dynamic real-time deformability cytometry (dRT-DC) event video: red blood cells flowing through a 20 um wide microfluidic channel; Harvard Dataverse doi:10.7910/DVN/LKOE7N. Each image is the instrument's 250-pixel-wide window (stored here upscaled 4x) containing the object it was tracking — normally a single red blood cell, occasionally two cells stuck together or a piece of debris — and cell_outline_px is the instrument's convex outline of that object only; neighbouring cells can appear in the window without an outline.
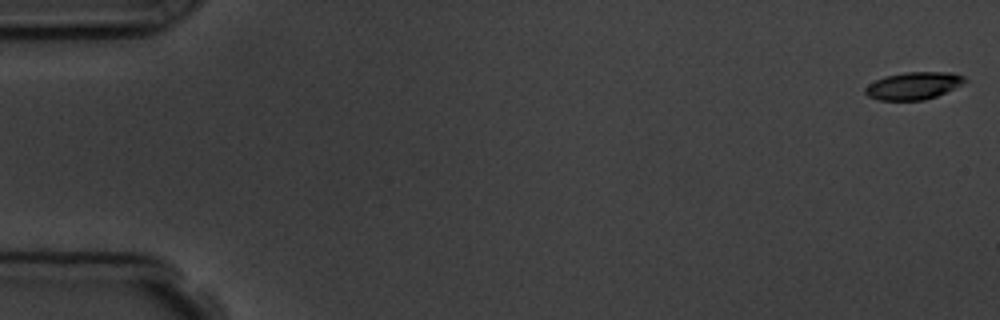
{"species": "common noctule bat (a hibernating species)", "species_latin": "Nyctalus noctula", "temperature_condition": "room temperature", "stored_images_in_passage": 6, "camera_frame_rate_fps": 3000, "um_per_image_px": 0.085, "animal": {"sex": "male", "body_mass_g": 19.5, "forearm_length_mm": 54.6}, "frame": {"image": 1, "passage_image": 1, "time_ms": 0.0, "image_size_px": [1000, 320], "cell_outline_px": [[968, 80], [936, 96], [924, 100], [880, 100], [868, 96], [864, 92], [864, 88], [868, 84], [884, 76], [904, 72], [952, 72], [964, 76]], "centroid_in_image_um": [77.61, 7.27], "position_along_channel_um": 7.4, "area_um2": 15.78}}
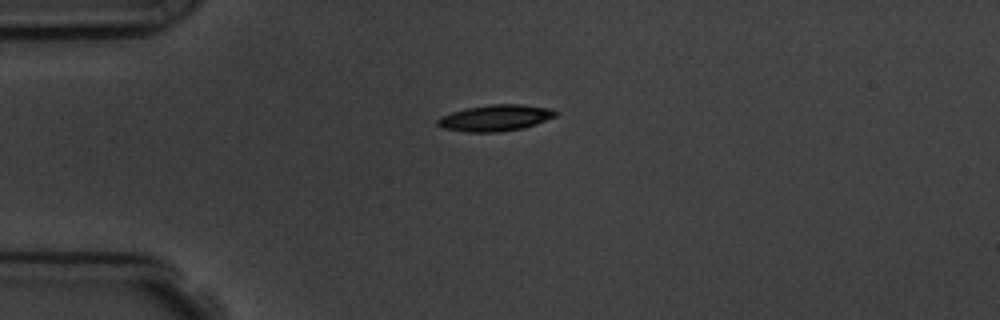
{"frame": {"image": 2, "passage_image": 5, "time_ms": 4.333, "image_size_px": [1000, 320], "cell_outline_px": [[556, 116], [536, 124], [524, 128], [500, 132], [464, 132], [440, 128], [436, 124], [436, 120], [440, 116], [464, 108], [492, 104], [520, 104], [552, 108], [556, 112]], "centroid_in_image_um": [42.06, 10.03], "position_along_channel_um": 42.9, "area_um2": 18.32}}